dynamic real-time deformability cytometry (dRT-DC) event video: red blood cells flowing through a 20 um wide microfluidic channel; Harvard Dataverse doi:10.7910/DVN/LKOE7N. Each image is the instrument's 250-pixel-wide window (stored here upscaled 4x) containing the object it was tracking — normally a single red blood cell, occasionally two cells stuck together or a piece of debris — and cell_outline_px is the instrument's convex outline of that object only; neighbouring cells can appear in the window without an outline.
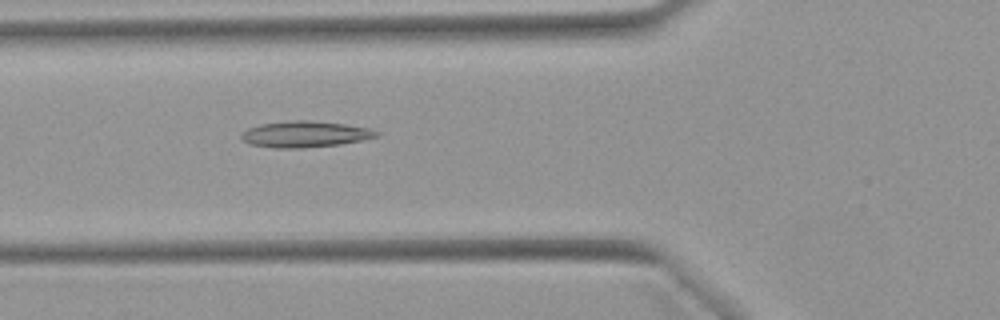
{"species": "Egyptian fruit bat (a non-hibernating species)", "species_latin": "Rousettus aegyptiacus", "temperature_condition": "warm", "stored_images_in_passage": 52, "camera_frame_rate_fps": 3000, "um_per_image_px": 0.085, "animal": {"sex": "female"}, "frame": {"image": 1, "passage_image": 19, "time_ms": 6.0, "image_size_px": [1000, 320], "cell_outline_px": [[380, 136], [340, 144], [304, 148], [276, 148], [252, 144], [244, 140], [240, 136], [240, 132], [248, 128], [260, 124], [288, 120], [308, 120], [344, 124], [372, 128], [380, 132]], "centroid_in_image_um": [25.94, 11.4], "position_along_channel_um": 99.9, "area_um2": 20.69}}
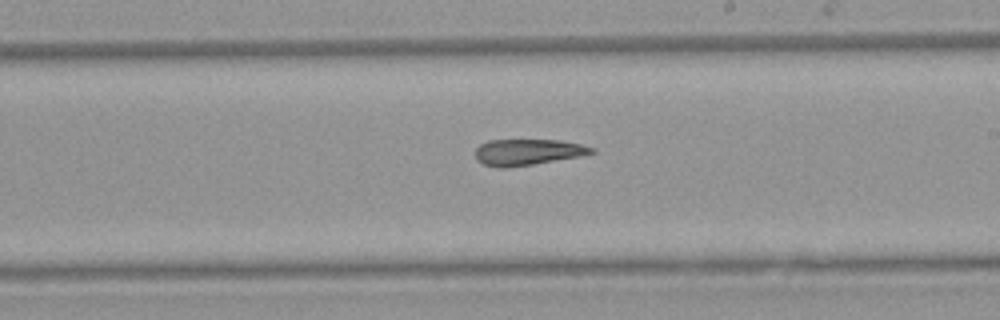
{"frame": {"image": 2, "passage_image": 30, "time_ms": 9.667, "image_size_px": [1000, 320], "cell_outline_px": [[596, 152], [580, 156], [532, 164], [504, 168], [496, 168], [484, 164], [476, 160], [476, 148], [480, 144], [488, 140], [560, 140], [580, 144], [596, 148]], "centroid_in_image_um": [44.84, 12.92], "position_along_channel_um": 244.2, "area_um2": 17.69}}
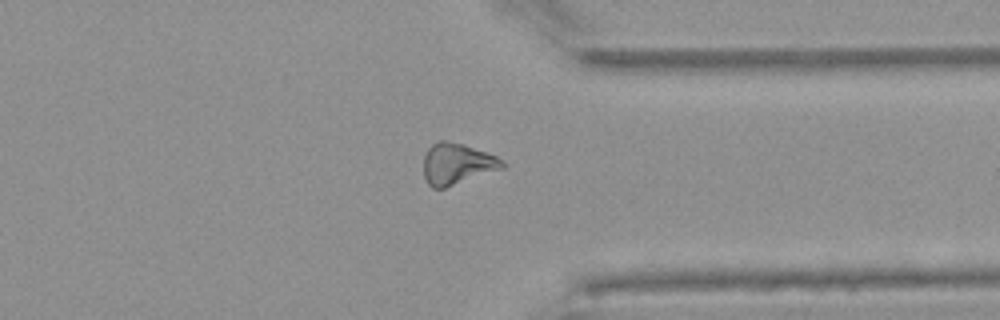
{"frame": {"image": 3, "passage_image": 40, "time_ms": 13.0, "image_size_px": [1000, 320], "cell_outline_px": [[508, 164], [504, 168], [444, 188], [432, 188], [428, 184], [424, 176], [424, 156], [428, 148], [432, 144], [440, 140], [448, 140], [464, 144], [496, 156], [504, 160]], "centroid_in_image_um": [38.86, 13.92], "position_along_channel_um": 372.5, "area_um2": 19.02}, "authors_computed_cell_mechanics": {"area_um2": 19.7965, "velocity_mm_per_s": 3.936, "shape_relaxation_time_tau1_ms": 11.0244, "shape_relaxation_time_tau2_ms": 7.6167, "deformation_change_tau1": 0.2073, "deformation_change_tau2": 0.189}}